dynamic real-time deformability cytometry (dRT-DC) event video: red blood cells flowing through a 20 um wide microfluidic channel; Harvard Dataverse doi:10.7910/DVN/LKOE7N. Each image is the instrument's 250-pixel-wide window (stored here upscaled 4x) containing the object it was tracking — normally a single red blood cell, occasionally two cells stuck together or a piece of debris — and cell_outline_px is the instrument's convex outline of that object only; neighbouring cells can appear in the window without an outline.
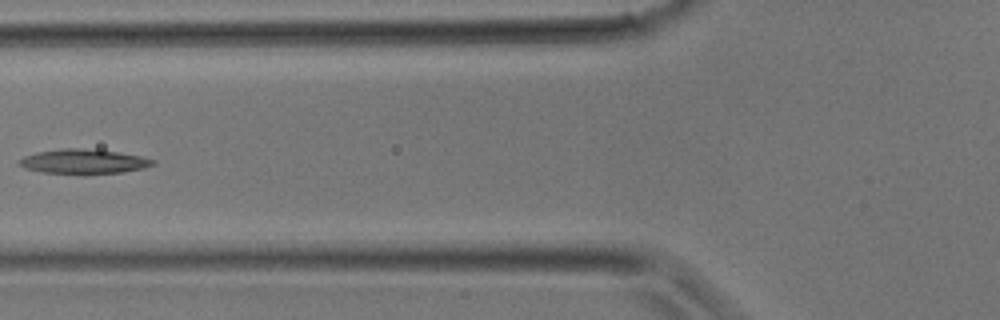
{"species": "common noctule bat (a hibernating species)", "species_latin": "Nyctalus noctula", "temperature_condition": "room temperature", "stored_images_in_passage": 4, "camera_frame_rate_fps": 3000, "um_per_image_px": 0.085, "animal": {"sex": "male", "body_mass_g": 17.9}, "frame": {"image": 1, "passage_image": 4, "time_ms": 1.0, "image_size_px": [1000, 320], "cell_outline_px": [[156, 164], [144, 168], [120, 172], [84, 176], [40, 172], [24, 168], [16, 164], [24, 156], [36, 152], [60, 148], [80, 148], [116, 152], [140, 156], [156, 160]], "centroid_in_image_um": [7.06, 13.76], "position_along_channel_um": 118.7, "area_um2": 19.71}}